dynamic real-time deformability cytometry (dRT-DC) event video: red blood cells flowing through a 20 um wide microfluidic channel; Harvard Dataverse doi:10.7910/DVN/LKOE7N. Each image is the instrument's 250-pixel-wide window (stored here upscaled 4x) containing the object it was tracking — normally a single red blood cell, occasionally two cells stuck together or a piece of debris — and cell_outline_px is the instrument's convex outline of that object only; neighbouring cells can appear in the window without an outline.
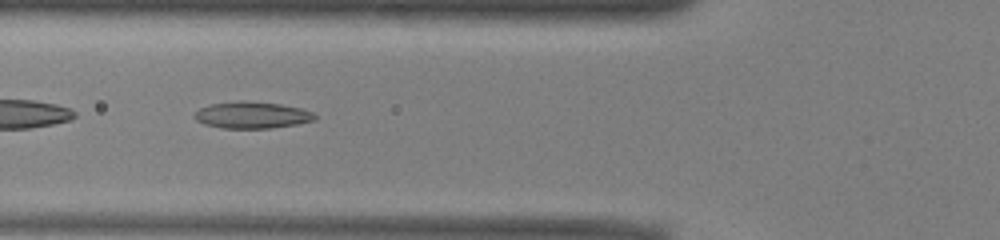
{"species": "common noctule bat (a hibernating species)", "species_latin": "Nyctalus noctula", "temperature_condition": "warm", "stored_images_in_passage": 46, "camera_frame_rate_fps": 3000, "um_per_image_px": 0.085, "animal": {"sex": "male", "body_mass_g": 13.0, "forearm_length_mm": 53.1}, "frame": {"image": 1, "passage_image": 14, "time_ms": 4.333, "image_size_px": [1000, 240], "cell_outline_px": [[316, 120], [296, 124], [272, 128], [220, 128], [204, 124], [196, 120], [192, 116], [200, 108], [208, 104], [280, 104], [300, 108], [312, 112], [316, 116]], "centroid_in_image_um": [21.43, 9.84], "position_along_channel_um": 104.4, "area_um2": 17.74}}
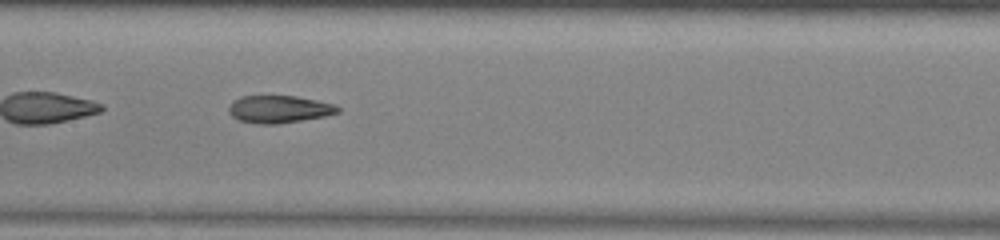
{"frame": {"image": 2, "passage_image": 20, "time_ms": 6.333, "image_size_px": [1000, 240], "cell_outline_px": [[340, 112], [324, 116], [280, 124], [256, 124], [240, 120], [232, 116], [228, 112], [228, 108], [232, 100], [240, 96], [296, 96], [336, 104], [340, 108]], "centroid_in_image_um": [23.71, 9.28], "position_along_channel_um": 183.7, "area_um2": 17.57}}
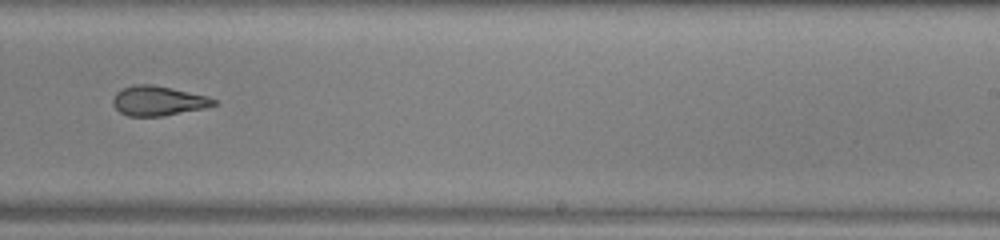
{"frame": {"image": 3, "passage_image": 27, "time_ms": 8.667, "image_size_px": [1000, 240], "cell_outline_px": [[216, 104], [204, 108], [164, 116], [128, 116], [120, 112], [112, 104], [112, 100], [116, 92], [124, 88], [136, 84], [152, 84], [208, 96], [216, 100]], "centroid_in_image_um": [13.42, 8.57], "position_along_channel_um": 275.6, "area_um2": 17.34}, "authors_computed_cell_mechanics": {"area_um2": 19.2474, "velocity_mm_per_s": 3.9549, "shape_relaxation_time_tau1_ms": null, "shape_relaxation_time_tau2_ms": 2.6473, "deformation_change_tau1": null, "deformation_change_tau2": 0.1144}}